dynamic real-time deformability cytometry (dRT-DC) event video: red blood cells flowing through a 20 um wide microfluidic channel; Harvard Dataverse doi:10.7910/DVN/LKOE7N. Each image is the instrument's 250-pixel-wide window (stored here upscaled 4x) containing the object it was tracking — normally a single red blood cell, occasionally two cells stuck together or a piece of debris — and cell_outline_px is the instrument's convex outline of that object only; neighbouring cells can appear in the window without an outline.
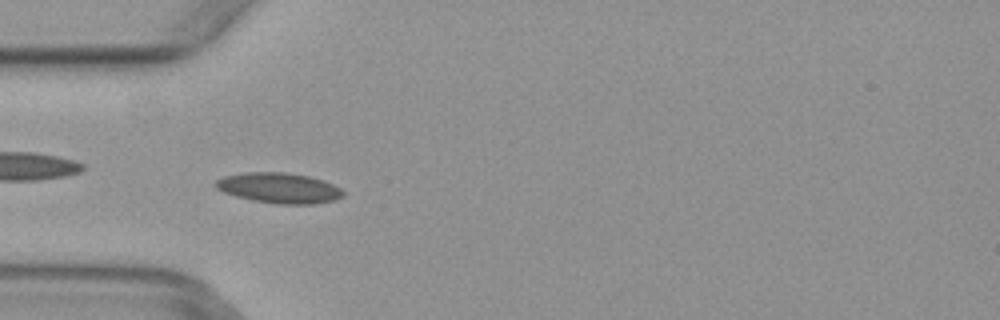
{"species": "common noctule bat (a hibernating species)", "species_latin": "Nyctalus noctula", "temperature_condition": "warm", "stored_images_in_passage": 5, "camera_frame_rate_fps": 3000, "um_per_image_px": 0.085, "animal": {"sex": "female", "body_mass_g": 29.2, "forearm_length_mm": 56.3}, "frame": {"image": 1, "passage_image": 4, "time_ms": 1.0, "image_size_px": [1000, 320], "cell_outline_px": [[344, 196], [336, 200], [312, 204], [276, 204], [252, 200], [236, 196], [224, 192], [216, 188], [212, 184], [216, 180], [224, 176], [244, 172], [284, 172], [308, 176], [324, 180], [340, 188], [344, 192]], "centroid_in_image_um": [23.71, 15.98], "position_along_channel_um": 61.3, "area_um2": 22.72}}
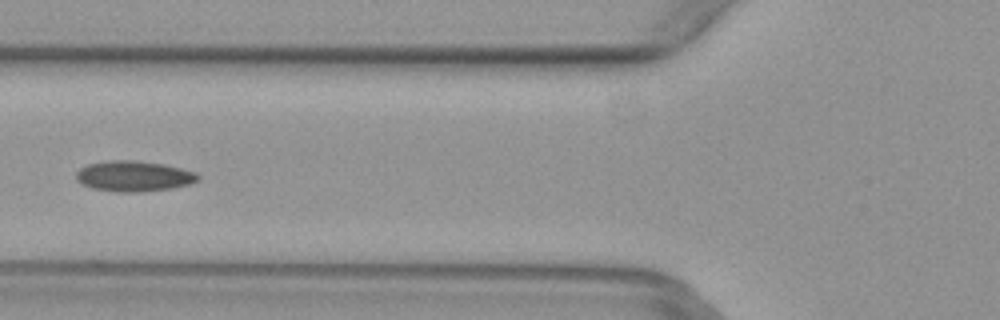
{"frame": {"image": 2, "passage_image": 5, "time_ms": 1.333, "image_size_px": [1000, 320], "cell_outline_px": [[200, 180], [192, 184], [172, 188], [140, 192], [116, 192], [92, 188], [76, 180], [76, 172], [80, 168], [88, 164], [108, 160], [136, 160], [164, 164], [196, 172], [200, 176]], "centroid_in_image_um": [11.4, 14.97], "position_along_channel_um": 114.4, "area_um2": 21.91}}